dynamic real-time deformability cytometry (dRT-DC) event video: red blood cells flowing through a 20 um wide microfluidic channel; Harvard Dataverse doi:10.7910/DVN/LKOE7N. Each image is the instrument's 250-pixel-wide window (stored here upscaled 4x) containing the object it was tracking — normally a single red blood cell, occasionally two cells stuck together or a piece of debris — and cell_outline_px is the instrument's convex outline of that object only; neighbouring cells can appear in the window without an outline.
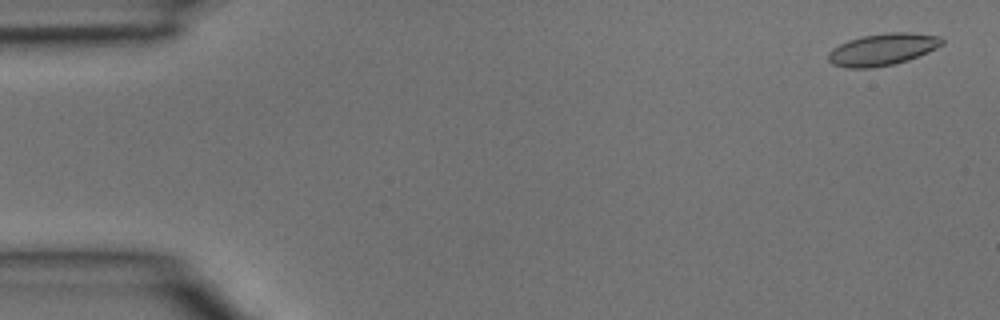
{"species": "common noctule bat (a hibernating species)", "species_latin": "Nyctalus noctula", "temperature_condition": "room temperature", "stored_images_in_passage": 2, "camera_frame_rate_fps": 3000, "um_per_image_px": 0.085, "animal": {"sex": "male", "body_mass_g": 15.6}, "frame": {"image": 1, "passage_image": 1, "time_ms": 0.0, "image_size_px": [1000, 320], "cell_outline_px": [[944, 44], [928, 52], [908, 60], [896, 64], [872, 68], [844, 68], [832, 64], [828, 60], [828, 52], [832, 48], [848, 40], [860, 36], [888, 32], [912, 32], [940, 36], [944, 40]], "centroid_in_image_um": [75.01, 4.2], "position_along_channel_um": 10.0, "area_um2": 21.5}}